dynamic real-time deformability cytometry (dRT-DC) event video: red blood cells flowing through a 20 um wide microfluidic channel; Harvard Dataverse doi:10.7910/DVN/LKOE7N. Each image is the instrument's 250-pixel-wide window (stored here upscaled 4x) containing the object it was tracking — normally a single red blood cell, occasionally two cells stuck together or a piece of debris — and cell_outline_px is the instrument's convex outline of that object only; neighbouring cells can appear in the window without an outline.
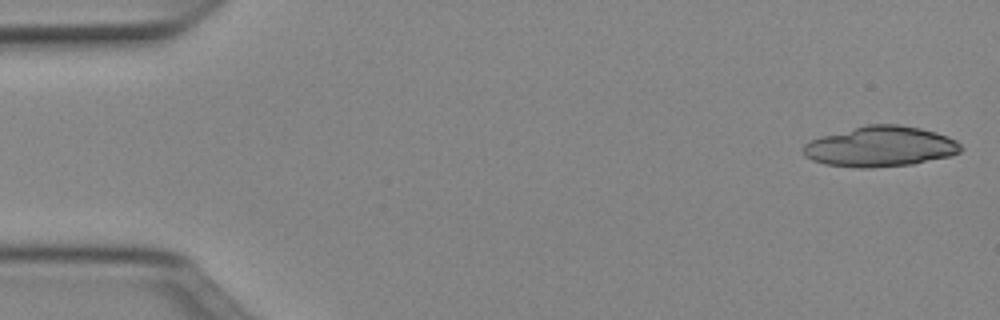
{"species": "Egyptian fruit bat (a non-hibernating species)", "species_latin": "Rousettus aegyptiacus", "temperature_condition": "cold", "stored_images_in_passage": 13, "camera_frame_rate_fps": 3000, "um_per_image_px": 0.085, "animal": {"sex": "female"}, "frame": {"image": 1, "passage_image": 1, "time_ms": 0.0, "image_size_px": [1000, 320], "cell_outline_px": [[964, 148], [960, 152], [952, 156], [912, 164], [872, 168], [856, 168], [824, 164], [812, 160], [804, 156], [800, 152], [800, 148], [804, 144], [820, 136], [864, 124], [900, 124], [920, 128], [936, 132], [948, 136], [956, 140]], "centroid_in_image_um": [74.81, 12.45], "position_along_channel_um": 10.2, "area_um2": 37.74}}